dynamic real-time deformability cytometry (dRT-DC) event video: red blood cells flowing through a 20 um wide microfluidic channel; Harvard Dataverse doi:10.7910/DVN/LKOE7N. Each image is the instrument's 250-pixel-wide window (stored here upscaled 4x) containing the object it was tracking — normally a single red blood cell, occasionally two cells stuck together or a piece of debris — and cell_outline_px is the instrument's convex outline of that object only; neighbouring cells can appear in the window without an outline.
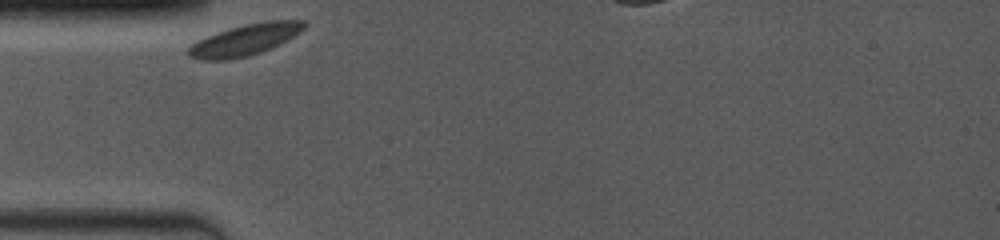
{"species": "common noctule bat (a hibernating species)", "species_latin": "Nyctalus noctula", "temperature_condition": "room temperature", "stored_images_in_passage": 11, "segment_of_instrument_passage": [1, 2], "camera_frame_rate_fps": 4000, "um_per_image_px": 0.085, "animal": {"sex": "female", "body_mass_g": 19.0, "forearm_length_mm": 53.3}, "frame": {"image": 1, "passage_image": 1, "time_ms": 0.0, "image_size_px": [1000, 240], "cell_outline_px": [[308, 24], [300, 32], [280, 44], [272, 48], [248, 56], [228, 60], [200, 60], [188, 56], [184, 52], [196, 40], [244, 24], [264, 20], [304, 20]], "centroid_in_image_um": [20.82, 3.39], "position_along_channel_um": 64.2, "area_um2": 21.21}}
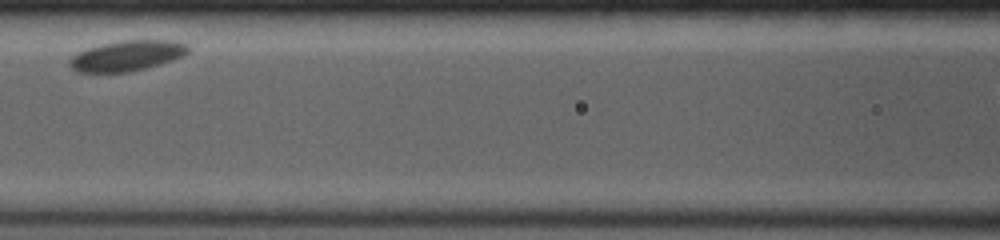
{"frame": {"image": 2, "passage_image": 7, "time_ms": 2.75, "image_size_px": [1000, 240], "cell_outline_px": [[188, 52], [172, 60], [160, 64], [128, 72], [76, 72], [68, 64], [68, 60], [76, 52], [100, 44], [120, 40], [172, 40], [188, 44]], "centroid_in_image_um": [10.75, 4.73], "position_along_channel_um": 155.9, "area_um2": 21.04}}
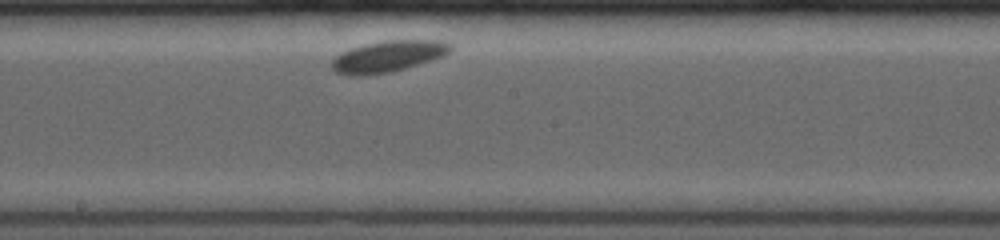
{"frame": {"image": 3, "passage_image": 10, "time_ms": 4.5, "image_size_px": [1000, 240], "cell_outline_px": [[452, 48], [444, 56], [392, 72], [360, 76], [336, 72], [332, 68], [332, 60], [336, 56], [352, 48], [364, 44], [380, 40], [440, 40], [448, 44]], "centroid_in_image_um": [32.98, 4.78], "position_along_channel_um": 215.2, "area_um2": 21.39}}